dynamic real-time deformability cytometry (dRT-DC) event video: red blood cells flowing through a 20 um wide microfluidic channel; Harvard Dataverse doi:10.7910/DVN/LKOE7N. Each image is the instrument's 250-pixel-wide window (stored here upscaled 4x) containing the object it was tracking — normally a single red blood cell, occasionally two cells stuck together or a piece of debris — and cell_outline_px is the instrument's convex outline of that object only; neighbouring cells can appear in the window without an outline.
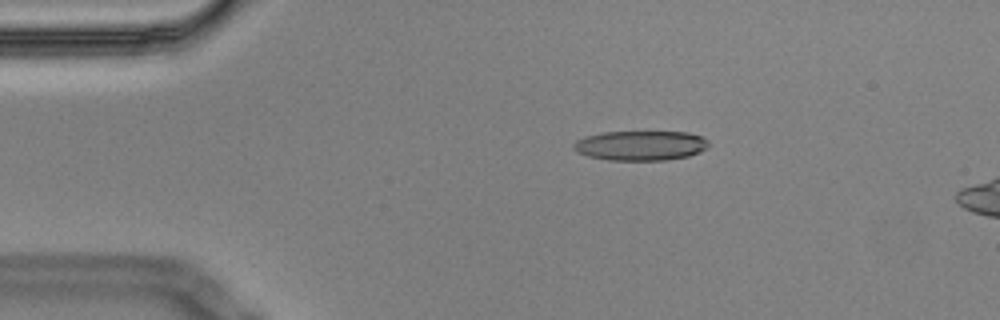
{"species": "Egyptian fruit bat (a non-hibernating species)", "species_latin": "Rousettus aegyptiacus", "temperature_condition": "cold", "stored_images_in_passage": 5, "camera_frame_rate_fps": 3000, "um_per_image_px": 0.085, "animal": {"sex": "male"}, "frame": {"image": 1, "passage_image": 3, "time_ms": 0.667, "image_size_px": [1000, 320], "cell_outline_px": [[708, 144], [700, 152], [688, 156], [664, 160], [608, 160], [588, 156], [576, 152], [572, 148], [572, 144], [576, 140], [588, 136], [604, 132], [688, 132], [700, 136], [708, 140]], "centroid_in_image_um": [54.41, 12.37], "position_along_channel_um": 30.6, "area_um2": 23.29}}